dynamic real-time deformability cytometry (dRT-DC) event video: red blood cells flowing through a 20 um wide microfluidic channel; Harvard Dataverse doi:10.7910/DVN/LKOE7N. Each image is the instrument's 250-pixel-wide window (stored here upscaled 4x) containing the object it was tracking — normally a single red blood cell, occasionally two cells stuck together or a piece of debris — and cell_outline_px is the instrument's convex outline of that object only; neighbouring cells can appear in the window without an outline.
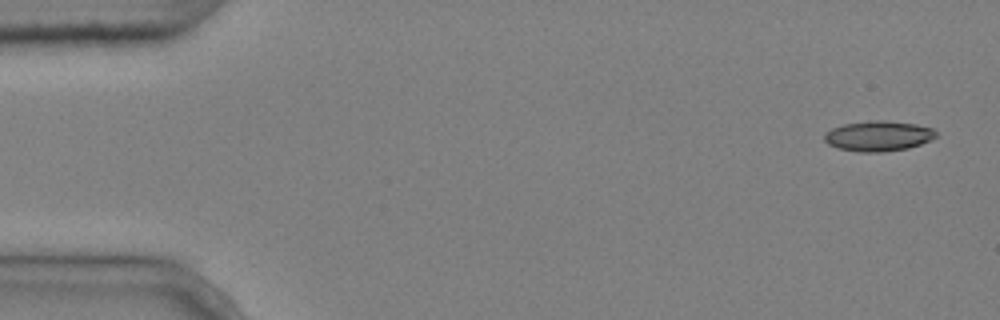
{"species": "common noctule bat (a hibernating species)", "species_latin": "Nyctalus noctula", "temperature_condition": "cold", "stored_images_in_passage": 4, "camera_frame_rate_fps": 3000, "um_per_image_px": 0.085, "animal": {"sex": "male", "body_mass_g": 20.4}, "frame": {"image": 1, "passage_image": 1, "time_ms": 0.0, "image_size_px": [1000, 320], "cell_outline_px": [[936, 136], [932, 140], [908, 148], [884, 152], [860, 152], [840, 148], [828, 144], [824, 140], [824, 132], [832, 128], [844, 124], [872, 120], [884, 120], [916, 124], [932, 128], [936, 132]], "centroid_in_image_um": [74.66, 11.56], "position_along_channel_um": 10.3, "area_um2": 19.71}}
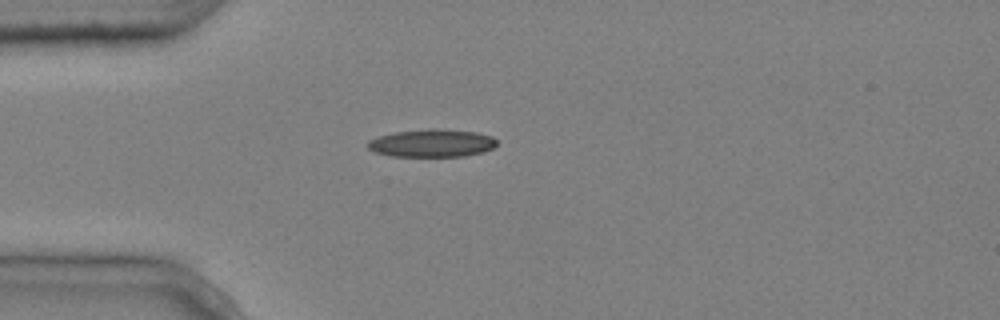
{"frame": {"image": 2, "passage_image": 4, "time_ms": 1.0, "image_size_px": [1000, 320], "cell_outline_px": [[496, 144], [492, 148], [484, 152], [464, 156], [392, 156], [376, 152], [368, 148], [368, 140], [380, 136], [396, 132], [428, 128], [440, 128], [476, 132], [492, 136], [496, 140]], "centroid_in_image_um": [36.74, 12.16], "position_along_channel_um": 48.3, "area_um2": 20.87}}